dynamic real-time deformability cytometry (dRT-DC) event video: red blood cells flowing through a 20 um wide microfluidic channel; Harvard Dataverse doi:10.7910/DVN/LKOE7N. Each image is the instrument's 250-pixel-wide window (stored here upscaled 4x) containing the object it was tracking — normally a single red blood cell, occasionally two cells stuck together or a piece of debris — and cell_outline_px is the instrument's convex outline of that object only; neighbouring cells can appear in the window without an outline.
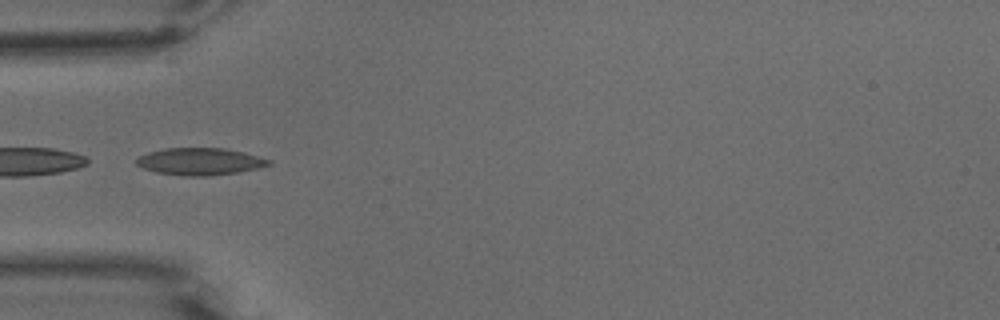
{"species": "common noctule bat (a hibernating species)", "species_latin": "Nyctalus noctula", "temperature_condition": "warm", "stored_images_in_passage": 11, "camera_frame_rate_fps": 3000, "um_per_image_px": 0.085, "animal": {"sex": "male", "body_mass_g": 15.6}, "frame": {"image": 1, "passage_image": 1, "time_ms": 0.0, "image_size_px": [1000, 320], "cell_outline_px": [[272, 164], [256, 168], [236, 172], [208, 176], [184, 176], [156, 172], [144, 168], [136, 164], [136, 160], [140, 156], [148, 152], [164, 148], [224, 148], [244, 152], [272, 160]], "centroid_in_image_um": [17.0, 13.72], "position_along_channel_um": 68.0, "area_um2": 20.81}}